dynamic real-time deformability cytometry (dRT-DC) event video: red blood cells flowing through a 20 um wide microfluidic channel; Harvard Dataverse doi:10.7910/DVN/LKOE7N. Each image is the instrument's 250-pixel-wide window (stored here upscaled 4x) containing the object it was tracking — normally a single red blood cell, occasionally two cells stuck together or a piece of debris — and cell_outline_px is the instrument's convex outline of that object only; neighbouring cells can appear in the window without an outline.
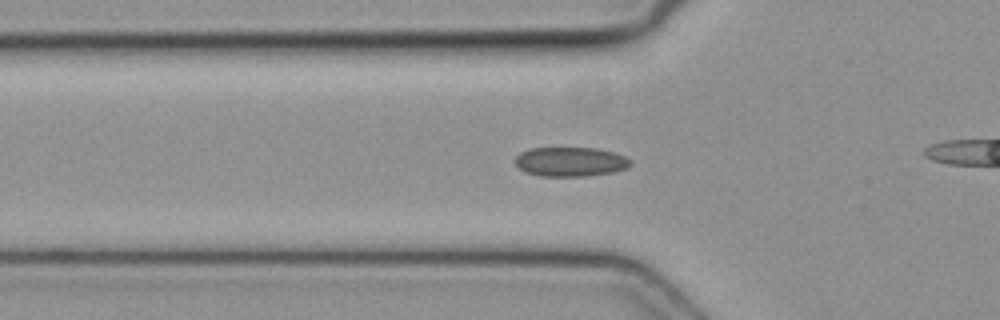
{"species": "common noctule bat (a hibernating species)", "species_latin": "Nyctalus noctula", "temperature_condition": "cold", "stored_images_in_passage": 26, "camera_frame_rate_fps": 3000, "um_per_image_px": 0.085, "animal": {"sex": "female", "body_mass_g": 19.3, "forearm_length_mm": 54.1}, "frame": {"image": 1, "passage_image": 3, "time_ms": 0.667, "image_size_px": [1000, 320], "cell_outline_px": [[632, 164], [628, 168], [616, 172], [588, 176], [540, 176], [524, 172], [516, 164], [516, 156], [520, 152], [528, 148], [596, 148], [612, 152], [624, 156], [632, 160]], "centroid_in_image_um": [48.51, 13.75], "position_along_channel_um": 77.3, "area_um2": 19.94}}
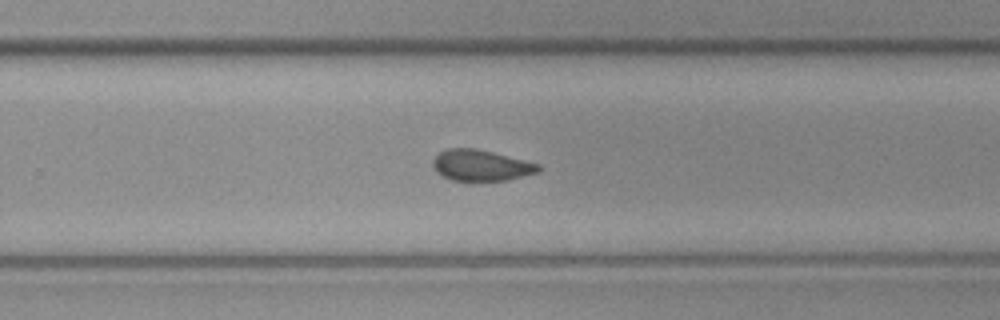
{"frame": {"image": 2, "passage_image": 18, "time_ms": 5.667, "image_size_px": [1000, 320], "cell_outline_px": [[540, 172], [508, 180], [472, 184], [468, 184], [452, 180], [436, 172], [432, 164], [432, 160], [440, 152], [448, 148], [476, 148], [540, 164]], "centroid_in_image_um": [40.87, 14.11], "position_along_channel_um": 288.9, "area_um2": 19.83}}
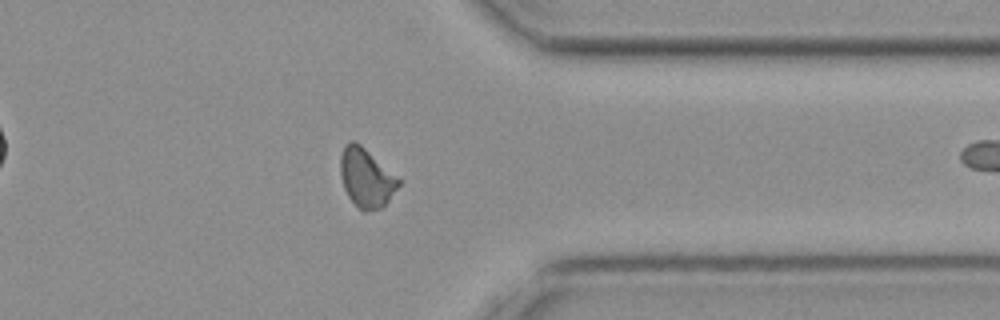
{"frame": {"image": 3, "passage_image": 25, "time_ms": 8.0, "image_size_px": [1000, 320], "cell_outline_px": [[400, 184], [388, 200], [380, 208], [364, 212], [348, 196], [344, 188], [340, 176], [340, 156], [344, 144], [348, 140], [352, 140], [360, 144], [400, 180]], "centroid_in_image_um": [31.08, 15.09], "position_along_channel_um": 380.3, "area_um2": 19.59}}